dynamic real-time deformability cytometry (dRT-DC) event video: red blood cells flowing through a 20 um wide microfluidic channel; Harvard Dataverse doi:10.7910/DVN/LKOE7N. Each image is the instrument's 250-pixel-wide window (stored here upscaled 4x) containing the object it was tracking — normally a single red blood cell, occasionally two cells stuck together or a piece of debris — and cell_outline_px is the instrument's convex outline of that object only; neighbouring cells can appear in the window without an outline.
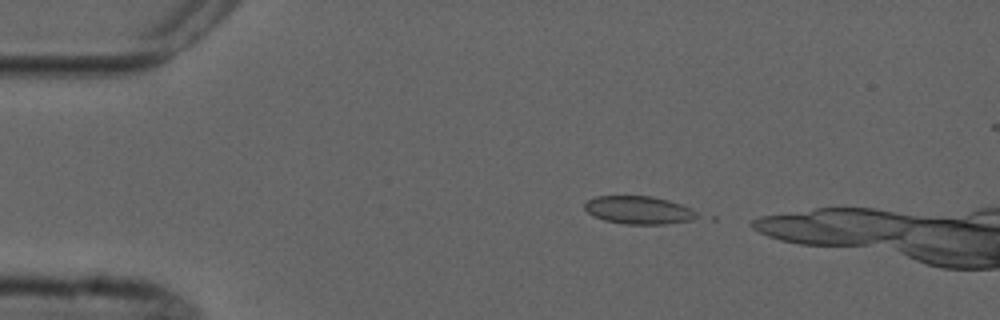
{"species": "common noctule bat (a hibernating species)", "species_latin": "Nyctalus noctula", "temperature_condition": "cold", "stored_images_in_passage": 4, "camera_frame_rate_fps": 3000, "um_per_image_px": 0.085, "animal": {"sex": "male", "forearm_length_mm": 52.5}, "frame": {"image": 1, "passage_image": 1, "time_ms": 0.0, "image_size_px": [1000, 320], "cell_outline_px": [[704, 216], [692, 220], [664, 224], [624, 224], [604, 220], [592, 216], [584, 208], [584, 204], [588, 200], [596, 196], [652, 196], [668, 200], [692, 208]], "centroid_in_image_um": [54.34, 17.86], "position_along_channel_um": 30.7, "area_um2": 18.55}}